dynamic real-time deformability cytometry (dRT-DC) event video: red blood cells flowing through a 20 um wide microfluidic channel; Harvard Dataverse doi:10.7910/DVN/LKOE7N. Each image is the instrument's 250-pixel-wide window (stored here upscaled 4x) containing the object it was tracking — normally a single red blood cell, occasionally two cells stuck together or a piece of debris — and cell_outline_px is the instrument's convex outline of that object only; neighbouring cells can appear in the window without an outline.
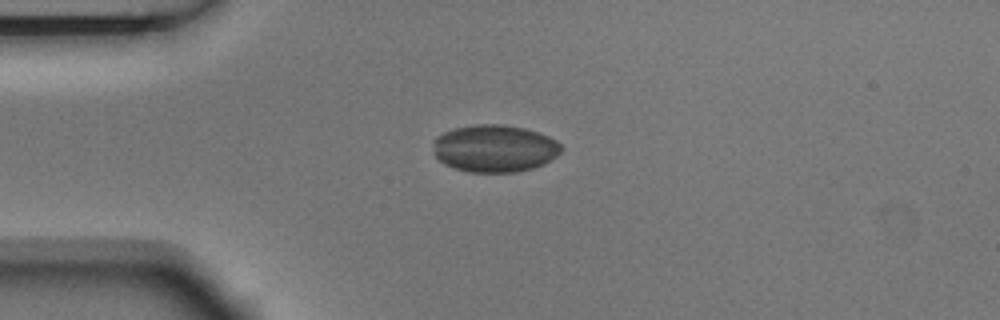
{"species": "Egyptian fruit bat (a non-hibernating species)", "species_latin": "Rousettus aegyptiacus", "temperature_condition": "room temperature", "stored_images_in_passage": 3, "camera_frame_rate_fps": 3000, "um_per_image_px": 0.085, "animal": {"sex": "male"}, "frame": {"image": 1, "passage_image": 1, "time_ms": 0.0, "image_size_px": [1000, 320], "cell_outline_px": [[564, 148], [556, 156], [544, 164], [532, 168], [516, 172], [468, 172], [452, 168], [444, 164], [432, 152], [432, 140], [436, 136], [452, 128], [476, 124], [504, 124], [524, 128], [548, 136], [556, 140]], "centroid_in_image_um": [42.0, 12.61], "position_along_channel_um": 43.0, "area_um2": 35.72}}
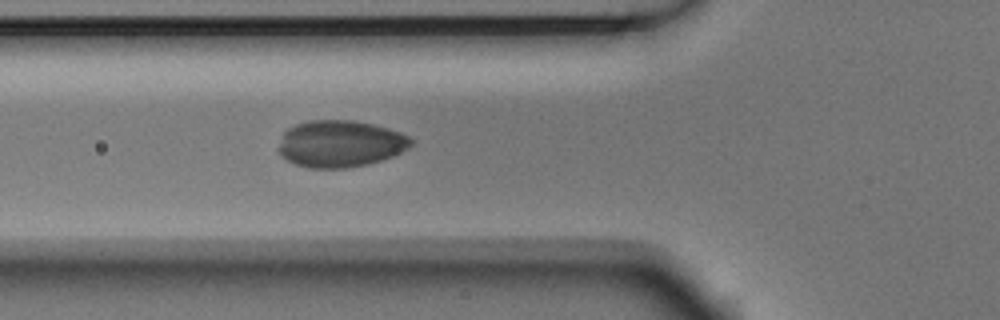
{"frame": {"image": 2, "passage_image": 3, "time_ms": 0.667, "image_size_px": [1000, 320], "cell_outline_px": [[412, 144], [408, 148], [392, 156], [368, 164], [348, 168], [308, 168], [296, 164], [288, 160], [280, 152], [280, 144], [284, 132], [288, 128], [296, 124], [308, 120], [352, 120], [372, 124], [388, 128], [400, 132], [408, 136], [412, 140]], "centroid_in_image_um": [28.94, 12.21], "position_along_channel_um": 96.9, "area_um2": 35.89}}